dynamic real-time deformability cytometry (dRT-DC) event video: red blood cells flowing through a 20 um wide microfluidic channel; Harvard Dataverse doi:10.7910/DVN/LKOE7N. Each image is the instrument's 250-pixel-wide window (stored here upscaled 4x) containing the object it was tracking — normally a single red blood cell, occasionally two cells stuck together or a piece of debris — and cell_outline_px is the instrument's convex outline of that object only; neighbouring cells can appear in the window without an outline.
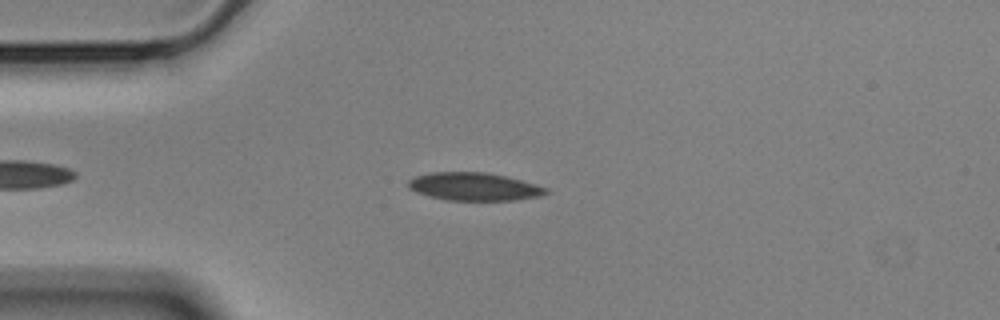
{"species": "Egyptian fruit bat (a non-hibernating species)", "species_latin": "Rousettus aegyptiacus", "temperature_condition": "cold", "stored_images_in_passage": 53, "camera_frame_rate_fps": 3000, "um_per_image_px": 0.085, "animal": {"sex": "male"}, "frame": {"image": 1, "passage_image": 11, "time_ms": 3.333, "image_size_px": [1000, 320], "cell_outline_px": [[552, 192], [540, 196], [516, 200], [444, 200], [428, 196], [416, 192], [408, 188], [408, 180], [416, 176], [432, 172], [484, 172], [504, 176], [536, 184], [548, 188]], "centroid_in_image_um": [40.31, 15.87], "position_along_channel_um": 44.7, "area_um2": 22.48}}
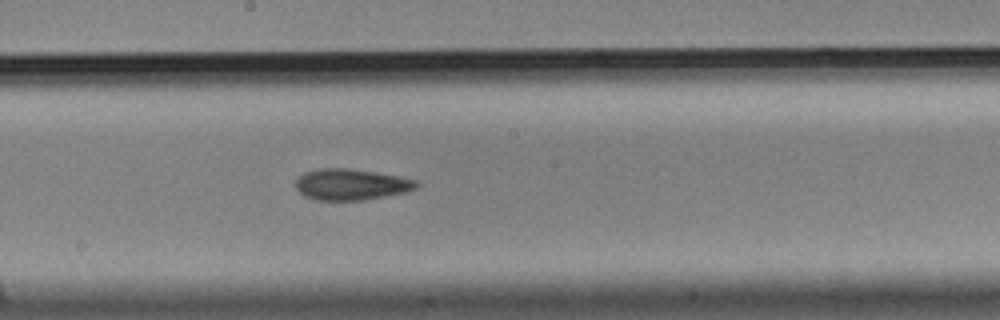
{"frame": {"image": 2, "passage_image": 27, "time_ms": 8.667, "image_size_px": [1000, 320], "cell_outline_px": [[420, 184], [416, 188], [404, 192], [364, 200], [316, 200], [304, 196], [296, 188], [296, 180], [304, 172], [320, 168], [348, 168], [396, 176], [416, 180]], "centroid_in_image_um": [29.81, 15.68], "position_along_channel_um": 218.4, "area_um2": 21.68}}
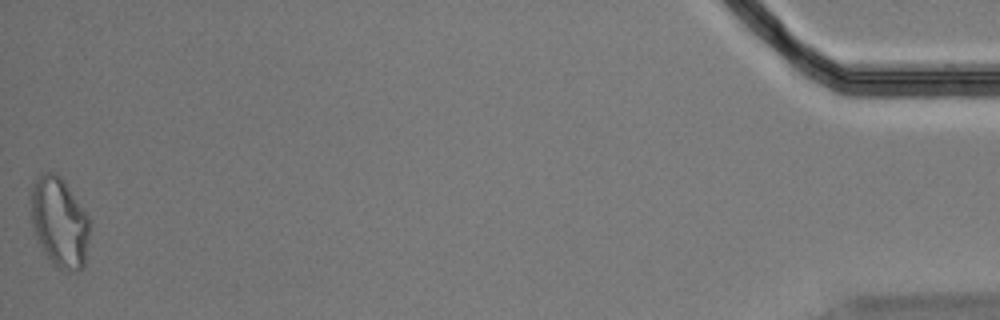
{"frame": {"image": 3, "passage_image": 53, "time_ms": 17.333, "image_size_px": [1000, 320], "cell_outline_px": [[88, 240], [84, 264], [76, 272], [56, 268], [44, 252], [36, 236], [32, 224], [32, 188], [36, 176], [40, 172], [52, 172], [60, 176], [64, 180], [88, 216]], "centroid_in_image_um": [5.04, 18.88], "position_along_channel_um": 430.2, "area_um2": 30.35}, "authors_computed_cell_mechanics": {"area_um2": 22.1952, "velocity_mm_per_s": 3.5554, "shape_relaxation_time_tau1_ms": null, "shape_relaxation_time_tau2_ms": 3.4843, "deformation_change_tau1": null, "deformation_change_tau2": 0.0895}}